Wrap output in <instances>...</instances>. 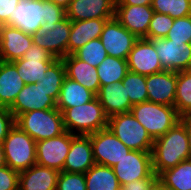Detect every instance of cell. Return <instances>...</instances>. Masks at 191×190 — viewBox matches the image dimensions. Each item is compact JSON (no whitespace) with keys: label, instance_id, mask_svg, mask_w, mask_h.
<instances>
[{"label":"cell","instance_id":"46","mask_svg":"<svg viewBox=\"0 0 191 190\" xmlns=\"http://www.w3.org/2000/svg\"><path fill=\"white\" fill-rule=\"evenodd\" d=\"M51 2L55 3L57 6L62 7L66 10L71 3V0H50Z\"/></svg>","mask_w":191,"mask_h":190},{"label":"cell","instance_id":"31","mask_svg":"<svg viewBox=\"0 0 191 190\" xmlns=\"http://www.w3.org/2000/svg\"><path fill=\"white\" fill-rule=\"evenodd\" d=\"M45 76L37 82L55 102L58 100L61 86L66 77L62 59H56L45 71Z\"/></svg>","mask_w":191,"mask_h":190},{"label":"cell","instance_id":"23","mask_svg":"<svg viewBox=\"0 0 191 190\" xmlns=\"http://www.w3.org/2000/svg\"><path fill=\"white\" fill-rule=\"evenodd\" d=\"M59 173L35 164L19 173V190H56Z\"/></svg>","mask_w":191,"mask_h":190},{"label":"cell","instance_id":"16","mask_svg":"<svg viewBox=\"0 0 191 190\" xmlns=\"http://www.w3.org/2000/svg\"><path fill=\"white\" fill-rule=\"evenodd\" d=\"M32 44V35L11 25H0V61L21 59Z\"/></svg>","mask_w":191,"mask_h":190},{"label":"cell","instance_id":"12","mask_svg":"<svg viewBox=\"0 0 191 190\" xmlns=\"http://www.w3.org/2000/svg\"><path fill=\"white\" fill-rule=\"evenodd\" d=\"M100 39L108 56L127 59L138 38L113 17L104 24Z\"/></svg>","mask_w":191,"mask_h":190},{"label":"cell","instance_id":"45","mask_svg":"<svg viewBox=\"0 0 191 190\" xmlns=\"http://www.w3.org/2000/svg\"><path fill=\"white\" fill-rule=\"evenodd\" d=\"M153 0H116L115 5H152Z\"/></svg>","mask_w":191,"mask_h":190},{"label":"cell","instance_id":"27","mask_svg":"<svg viewBox=\"0 0 191 190\" xmlns=\"http://www.w3.org/2000/svg\"><path fill=\"white\" fill-rule=\"evenodd\" d=\"M96 95L78 82L65 77L58 100L57 109L63 113L67 108L86 104L93 100Z\"/></svg>","mask_w":191,"mask_h":190},{"label":"cell","instance_id":"48","mask_svg":"<svg viewBox=\"0 0 191 190\" xmlns=\"http://www.w3.org/2000/svg\"><path fill=\"white\" fill-rule=\"evenodd\" d=\"M150 190H168L159 180H157Z\"/></svg>","mask_w":191,"mask_h":190},{"label":"cell","instance_id":"38","mask_svg":"<svg viewBox=\"0 0 191 190\" xmlns=\"http://www.w3.org/2000/svg\"><path fill=\"white\" fill-rule=\"evenodd\" d=\"M56 190H87L85 175L61 171L57 179Z\"/></svg>","mask_w":191,"mask_h":190},{"label":"cell","instance_id":"10","mask_svg":"<svg viewBox=\"0 0 191 190\" xmlns=\"http://www.w3.org/2000/svg\"><path fill=\"white\" fill-rule=\"evenodd\" d=\"M159 56L163 70H191V44L166 38L150 39Z\"/></svg>","mask_w":191,"mask_h":190},{"label":"cell","instance_id":"19","mask_svg":"<svg viewBox=\"0 0 191 190\" xmlns=\"http://www.w3.org/2000/svg\"><path fill=\"white\" fill-rule=\"evenodd\" d=\"M116 0H71L66 17L71 21L112 19Z\"/></svg>","mask_w":191,"mask_h":190},{"label":"cell","instance_id":"13","mask_svg":"<svg viewBox=\"0 0 191 190\" xmlns=\"http://www.w3.org/2000/svg\"><path fill=\"white\" fill-rule=\"evenodd\" d=\"M112 169L120 185L147 178L153 172L151 151L131 150Z\"/></svg>","mask_w":191,"mask_h":190},{"label":"cell","instance_id":"2","mask_svg":"<svg viewBox=\"0 0 191 190\" xmlns=\"http://www.w3.org/2000/svg\"><path fill=\"white\" fill-rule=\"evenodd\" d=\"M62 114L65 130L75 135L106 129L109 119L97 97L86 104L67 108Z\"/></svg>","mask_w":191,"mask_h":190},{"label":"cell","instance_id":"44","mask_svg":"<svg viewBox=\"0 0 191 190\" xmlns=\"http://www.w3.org/2000/svg\"><path fill=\"white\" fill-rule=\"evenodd\" d=\"M180 122L185 126L186 129L190 147V158H191V115L182 116L180 118Z\"/></svg>","mask_w":191,"mask_h":190},{"label":"cell","instance_id":"18","mask_svg":"<svg viewBox=\"0 0 191 190\" xmlns=\"http://www.w3.org/2000/svg\"><path fill=\"white\" fill-rule=\"evenodd\" d=\"M44 8L42 0H21L14 15L5 23L11 25L29 35L38 32L43 23Z\"/></svg>","mask_w":191,"mask_h":190},{"label":"cell","instance_id":"42","mask_svg":"<svg viewBox=\"0 0 191 190\" xmlns=\"http://www.w3.org/2000/svg\"><path fill=\"white\" fill-rule=\"evenodd\" d=\"M157 180L158 176L152 172L147 178H142L121 185L120 190H150Z\"/></svg>","mask_w":191,"mask_h":190},{"label":"cell","instance_id":"15","mask_svg":"<svg viewBox=\"0 0 191 190\" xmlns=\"http://www.w3.org/2000/svg\"><path fill=\"white\" fill-rule=\"evenodd\" d=\"M154 10L151 5H115V18L137 38H146Z\"/></svg>","mask_w":191,"mask_h":190},{"label":"cell","instance_id":"3","mask_svg":"<svg viewBox=\"0 0 191 190\" xmlns=\"http://www.w3.org/2000/svg\"><path fill=\"white\" fill-rule=\"evenodd\" d=\"M15 124L36 142L59 136L66 131L63 114L57 108L20 114Z\"/></svg>","mask_w":191,"mask_h":190},{"label":"cell","instance_id":"28","mask_svg":"<svg viewBox=\"0 0 191 190\" xmlns=\"http://www.w3.org/2000/svg\"><path fill=\"white\" fill-rule=\"evenodd\" d=\"M158 180L168 190H191V158L161 172Z\"/></svg>","mask_w":191,"mask_h":190},{"label":"cell","instance_id":"36","mask_svg":"<svg viewBox=\"0 0 191 190\" xmlns=\"http://www.w3.org/2000/svg\"><path fill=\"white\" fill-rule=\"evenodd\" d=\"M174 23V18L170 15L154 12L150 21L147 39L165 38Z\"/></svg>","mask_w":191,"mask_h":190},{"label":"cell","instance_id":"33","mask_svg":"<svg viewBox=\"0 0 191 190\" xmlns=\"http://www.w3.org/2000/svg\"><path fill=\"white\" fill-rule=\"evenodd\" d=\"M121 82L132 105L148 101L146 76L128 71Z\"/></svg>","mask_w":191,"mask_h":190},{"label":"cell","instance_id":"34","mask_svg":"<svg viewBox=\"0 0 191 190\" xmlns=\"http://www.w3.org/2000/svg\"><path fill=\"white\" fill-rule=\"evenodd\" d=\"M154 12L170 15L172 18H183L191 15V0H153Z\"/></svg>","mask_w":191,"mask_h":190},{"label":"cell","instance_id":"5","mask_svg":"<svg viewBox=\"0 0 191 190\" xmlns=\"http://www.w3.org/2000/svg\"><path fill=\"white\" fill-rule=\"evenodd\" d=\"M6 165L21 172L36 164V141L16 124L2 142Z\"/></svg>","mask_w":191,"mask_h":190},{"label":"cell","instance_id":"14","mask_svg":"<svg viewBox=\"0 0 191 190\" xmlns=\"http://www.w3.org/2000/svg\"><path fill=\"white\" fill-rule=\"evenodd\" d=\"M128 70L148 76L164 71L151 40L138 38L127 57Z\"/></svg>","mask_w":191,"mask_h":190},{"label":"cell","instance_id":"9","mask_svg":"<svg viewBox=\"0 0 191 190\" xmlns=\"http://www.w3.org/2000/svg\"><path fill=\"white\" fill-rule=\"evenodd\" d=\"M74 136L65 131L59 136L36 142V164L61 172Z\"/></svg>","mask_w":191,"mask_h":190},{"label":"cell","instance_id":"43","mask_svg":"<svg viewBox=\"0 0 191 190\" xmlns=\"http://www.w3.org/2000/svg\"><path fill=\"white\" fill-rule=\"evenodd\" d=\"M21 0H0V25L5 24Z\"/></svg>","mask_w":191,"mask_h":190},{"label":"cell","instance_id":"39","mask_svg":"<svg viewBox=\"0 0 191 190\" xmlns=\"http://www.w3.org/2000/svg\"><path fill=\"white\" fill-rule=\"evenodd\" d=\"M43 8V23H46L47 26H52V24L61 21L66 16V11L50 0H43Z\"/></svg>","mask_w":191,"mask_h":190},{"label":"cell","instance_id":"6","mask_svg":"<svg viewBox=\"0 0 191 190\" xmlns=\"http://www.w3.org/2000/svg\"><path fill=\"white\" fill-rule=\"evenodd\" d=\"M107 128L131 150H152L154 140L131 112L109 117Z\"/></svg>","mask_w":191,"mask_h":190},{"label":"cell","instance_id":"25","mask_svg":"<svg viewBox=\"0 0 191 190\" xmlns=\"http://www.w3.org/2000/svg\"><path fill=\"white\" fill-rule=\"evenodd\" d=\"M107 20L109 19L71 21L68 55L73 54L89 41L100 38L104 24Z\"/></svg>","mask_w":191,"mask_h":190},{"label":"cell","instance_id":"40","mask_svg":"<svg viewBox=\"0 0 191 190\" xmlns=\"http://www.w3.org/2000/svg\"><path fill=\"white\" fill-rule=\"evenodd\" d=\"M19 173L4 166L0 169V190H19Z\"/></svg>","mask_w":191,"mask_h":190},{"label":"cell","instance_id":"32","mask_svg":"<svg viewBox=\"0 0 191 190\" xmlns=\"http://www.w3.org/2000/svg\"><path fill=\"white\" fill-rule=\"evenodd\" d=\"M174 107L181 117L191 115V70L177 72Z\"/></svg>","mask_w":191,"mask_h":190},{"label":"cell","instance_id":"20","mask_svg":"<svg viewBox=\"0 0 191 190\" xmlns=\"http://www.w3.org/2000/svg\"><path fill=\"white\" fill-rule=\"evenodd\" d=\"M177 85V72L164 70L146 76L148 101L173 106Z\"/></svg>","mask_w":191,"mask_h":190},{"label":"cell","instance_id":"37","mask_svg":"<svg viewBox=\"0 0 191 190\" xmlns=\"http://www.w3.org/2000/svg\"><path fill=\"white\" fill-rule=\"evenodd\" d=\"M166 39L191 44V15L175 18Z\"/></svg>","mask_w":191,"mask_h":190},{"label":"cell","instance_id":"29","mask_svg":"<svg viewBox=\"0 0 191 190\" xmlns=\"http://www.w3.org/2000/svg\"><path fill=\"white\" fill-rule=\"evenodd\" d=\"M87 190H120L121 185L113 169L108 166L94 164L85 173Z\"/></svg>","mask_w":191,"mask_h":190},{"label":"cell","instance_id":"11","mask_svg":"<svg viewBox=\"0 0 191 190\" xmlns=\"http://www.w3.org/2000/svg\"><path fill=\"white\" fill-rule=\"evenodd\" d=\"M57 58L42 47L32 44L21 59L13 61L25 84L37 83Z\"/></svg>","mask_w":191,"mask_h":190},{"label":"cell","instance_id":"17","mask_svg":"<svg viewBox=\"0 0 191 190\" xmlns=\"http://www.w3.org/2000/svg\"><path fill=\"white\" fill-rule=\"evenodd\" d=\"M57 108L56 102L37 83L26 84L8 108L15 119L23 113L33 110Z\"/></svg>","mask_w":191,"mask_h":190},{"label":"cell","instance_id":"26","mask_svg":"<svg viewBox=\"0 0 191 190\" xmlns=\"http://www.w3.org/2000/svg\"><path fill=\"white\" fill-rule=\"evenodd\" d=\"M13 62L0 61V106L9 108L25 86Z\"/></svg>","mask_w":191,"mask_h":190},{"label":"cell","instance_id":"41","mask_svg":"<svg viewBox=\"0 0 191 190\" xmlns=\"http://www.w3.org/2000/svg\"><path fill=\"white\" fill-rule=\"evenodd\" d=\"M15 125V117L7 107L0 106V143Z\"/></svg>","mask_w":191,"mask_h":190},{"label":"cell","instance_id":"4","mask_svg":"<svg viewBox=\"0 0 191 190\" xmlns=\"http://www.w3.org/2000/svg\"><path fill=\"white\" fill-rule=\"evenodd\" d=\"M131 113L153 140L173 128L181 118L175 107L150 101L133 105Z\"/></svg>","mask_w":191,"mask_h":190},{"label":"cell","instance_id":"1","mask_svg":"<svg viewBox=\"0 0 191 190\" xmlns=\"http://www.w3.org/2000/svg\"><path fill=\"white\" fill-rule=\"evenodd\" d=\"M151 158L152 169L157 176L190 158L188 136L181 122L154 140Z\"/></svg>","mask_w":191,"mask_h":190},{"label":"cell","instance_id":"47","mask_svg":"<svg viewBox=\"0 0 191 190\" xmlns=\"http://www.w3.org/2000/svg\"><path fill=\"white\" fill-rule=\"evenodd\" d=\"M6 166V161H5V154L3 150V145L0 143V169Z\"/></svg>","mask_w":191,"mask_h":190},{"label":"cell","instance_id":"35","mask_svg":"<svg viewBox=\"0 0 191 190\" xmlns=\"http://www.w3.org/2000/svg\"><path fill=\"white\" fill-rule=\"evenodd\" d=\"M78 59L98 67L107 57V52L100 38L89 41L73 53Z\"/></svg>","mask_w":191,"mask_h":190},{"label":"cell","instance_id":"22","mask_svg":"<svg viewBox=\"0 0 191 190\" xmlns=\"http://www.w3.org/2000/svg\"><path fill=\"white\" fill-rule=\"evenodd\" d=\"M96 97L108 117L131 112L132 104L121 81L101 86Z\"/></svg>","mask_w":191,"mask_h":190},{"label":"cell","instance_id":"24","mask_svg":"<svg viewBox=\"0 0 191 190\" xmlns=\"http://www.w3.org/2000/svg\"><path fill=\"white\" fill-rule=\"evenodd\" d=\"M62 60L65 65L66 77L78 82L97 95L100 89L97 68L78 59L74 54H69Z\"/></svg>","mask_w":191,"mask_h":190},{"label":"cell","instance_id":"7","mask_svg":"<svg viewBox=\"0 0 191 190\" xmlns=\"http://www.w3.org/2000/svg\"><path fill=\"white\" fill-rule=\"evenodd\" d=\"M70 30L71 20L66 16L52 26L42 23L39 31L32 35L33 43L47 50L57 59H62L68 55Z\"/></svg>","mask_w":191,"mask_h":190},{"label":"cell","instance_id":"21","mask_svg":"<svg viewBox=\"0 0 191 190\" xmlns=\"http://www.w3.org/2000/svg\"><path fill=\"white\" fill-rule=\"evenodd\" d=\"M95 164L93 148L89 135H75L71 140L62 171L84 174Z\"/></svg>","mask_w":191,"mask_h":190},{"label":"cell","instance_id":"30","mask_svg":"<svg viewBox=\"0 0 191 190\" xmlns=\"http://www.w3.org/2000/svg\"><path fill=\"white\" fill-rule=\"evenodd\" d=\"M126 59L108 56L97 67V74L100 80V87L122 81L128 72Z\"/></svg>","mask_w":191,"mask_h":190},{"label":"cell","instance_id":"8","mask_svg":"<svg viewBox=\"0 0 191 190\" xmlns=\"http://www.w3.org/2000/svg\"><path fill=\"white\" fill-rule=\"evenodd\" d=\"M89 136L95 164L112 168L131 151L108 128L89 134Z\"/></svg>","mask_w":191,"mask_h":190}]
</instances>
